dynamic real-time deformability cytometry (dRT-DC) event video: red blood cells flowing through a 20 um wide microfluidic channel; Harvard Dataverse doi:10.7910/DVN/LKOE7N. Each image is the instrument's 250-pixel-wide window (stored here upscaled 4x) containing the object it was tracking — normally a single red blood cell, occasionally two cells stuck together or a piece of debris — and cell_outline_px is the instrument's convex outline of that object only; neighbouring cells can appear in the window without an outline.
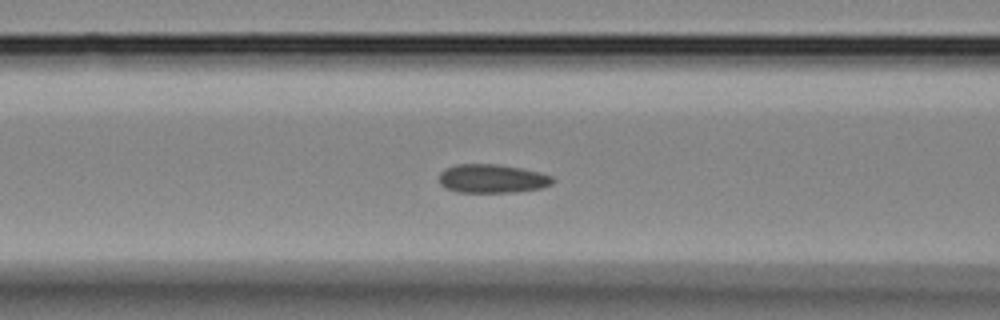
{"species": "Egyptian fruit bat (a non-hibernating species)", "species_latin": "Rousettus aegyptiacus", "temperature_condition": "room temperature", "stored_images_in_passage": 29, "camera_frame_rate_fps": 3000, "um_per_image_px": 0.085, "animal": {"sex": "female"}, "frame": {"image": 1, "passage_image": 5, "time_ms": 1.333, "image_size_px": [1000, 320], "cell_outline_px": [[556, 180], [552, 184], [540, 188], [512, 192], [456, 192], [444, 188], [440, 184], [440, 172], [444, 168], [456, 164], [500, 164], [540, 172], [552, 176]], "centroid_in_image_um": [41.82, 15.18], "position_along_channel_um": 124.8, "area_um2": 19.13}}
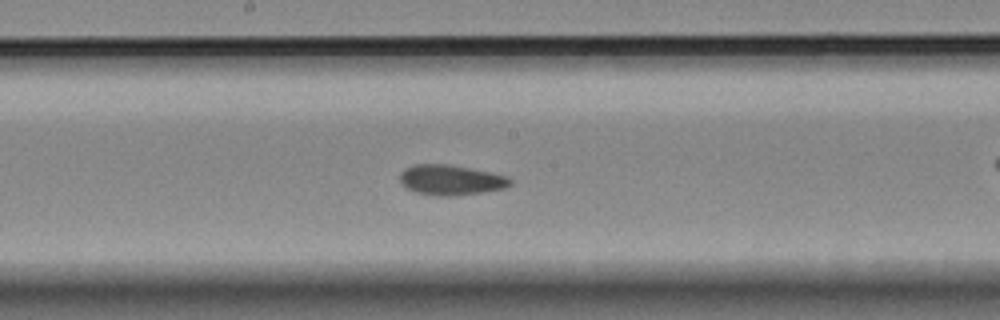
{"frame": {"image": 2, "passage_image": 10, "time_ms": 3.0, "image_size_px": [1000, 320], "cell_outline_px": [[512, 184], [508, 188], [484, 192], [452, 196], [436, 196], [416, 192], [404, 188], [400, 184], [400, 172], [404, 168], [412, 164], [448, 164], [492, 172], [508, 176], [512, 180]], "centroid_in_image_um": [38.32, 15.3], "position_along_channel_um": 209.9, "area_um2": 19.88}}
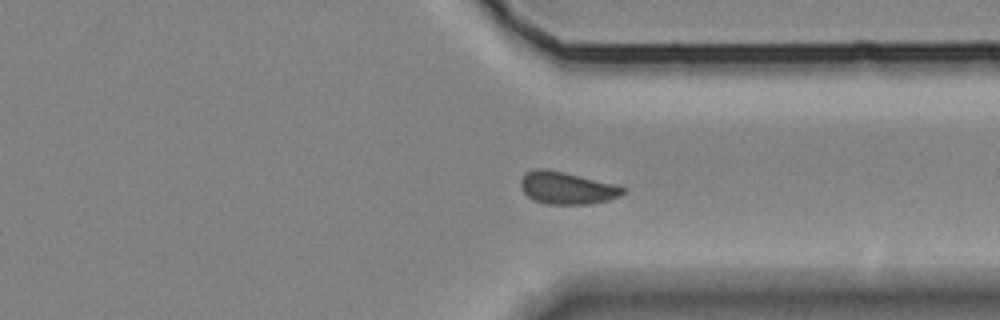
{"frame": {"image": 3, "passage_image": 19, "time_ms": 6.0, "image_size_px": [1000, 320], "cell_outline_px": [[628, 188], [620, 196], [608, 200], [588, 204], [548, 204], [532, 200], [520, 188], [520, 180], [528, 172], [536, 168], [544, 168], [564, 172], [616, 184]], "centroid_in_image_um": [48.2, 15.98], "position_along_channel_um": 363.2, "area_um2": 19.31}}